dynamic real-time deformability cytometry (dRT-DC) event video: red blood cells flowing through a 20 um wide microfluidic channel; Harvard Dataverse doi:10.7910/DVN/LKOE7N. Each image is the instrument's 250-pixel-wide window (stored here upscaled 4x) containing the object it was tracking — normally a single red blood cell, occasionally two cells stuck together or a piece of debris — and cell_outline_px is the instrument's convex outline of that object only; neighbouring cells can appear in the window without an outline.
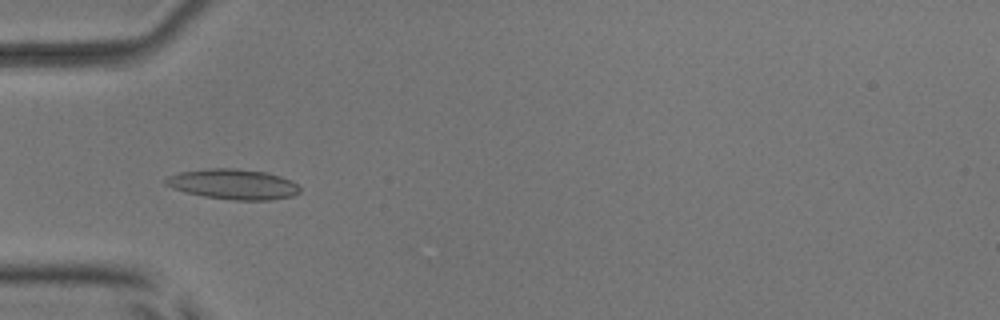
{"species": "common noctule bat (a hibernating species)", "species_latin": "Nyctalus noctula", "temperature_condition": "room temperature", "stored_images_in_passage": 9, "camera_frame_rate_fps": 3000, "um_per_image_px": 0.085, "animal": {"sex": "male", "body_mass_g": 17.9, "forearm_length_mm": 54.2}, "frame": {"image": 1, "passage_image": 7, "time_ms": 2.0, "image_size_px": [1000, 320], "cell_outline_px": [[300, 192], [292, 196], [268, 200], [232, 200], [204, 196], [172, 188], [164, 184], [164, 180], [168, 176], [180, 172], [208, 168], [236, 168], [268, 172], [292, 180], [300, 188]], "centroid_in_image_um": [19.83, 15.65], "position_along_channel_um": 65.2, "area_um2": 23.7}}